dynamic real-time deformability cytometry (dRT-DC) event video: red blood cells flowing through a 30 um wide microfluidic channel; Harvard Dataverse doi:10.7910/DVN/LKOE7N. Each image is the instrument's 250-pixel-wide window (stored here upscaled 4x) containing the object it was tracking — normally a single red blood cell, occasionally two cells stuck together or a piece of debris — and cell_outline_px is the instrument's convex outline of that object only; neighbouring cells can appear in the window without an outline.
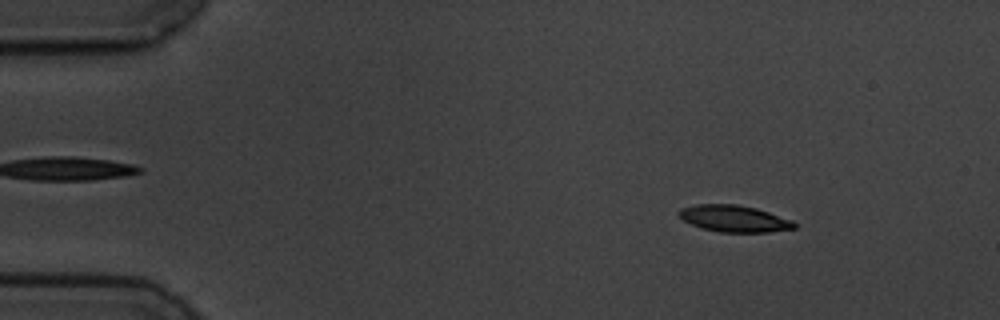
{"species": "common noctule bat (a hibernating species)", "species_latin": "Nyctalus noctula", "temperature_condition": "cold", "stored_images_in_passage": 8, "camera_frame_rate_fps": 3000, "um_per_image_px": 0.085, "animal": {"sex": "male", "body_mass_g": 19.5, "forearm_length_mm": 54.6}, "frame": {"image": 1, "passage_image": 1, "time_ms": 0.0, "image_size_px": [1000, 320], "cell_outline_px": [[796, 228], [768, 232], [720, 232], [700, 228], [684, 220], [680, 216], [680, 208], [696, 204], [736, 204], [756, 208], [792, 220], [796, 224]], "centroid_in_image_um": [62.41, 18.58], "position_along_channel_um": 22.6, "area_um2": 17.8}}
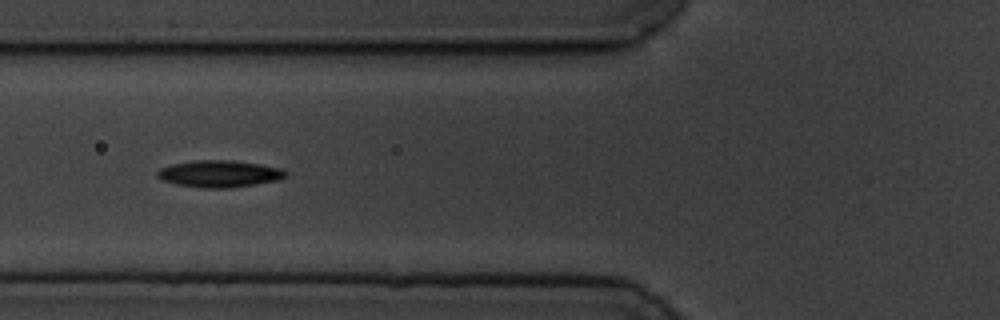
{"frame": {"image": 2, "passage_image": 5, "time_ms": 4.667, "image_size_px": [1000, 320], "cell_outline_px": [[288, 176], [276, 180], [228, 188], [200, 188], [176, 184], [160, 180], [156, 176], [156, 172], [160, 168], [172, 164], [196, 160], [228, 160], [260, 164], [280, 168], [288, 172]], "centroid_in_image_um": [18.6, 14.77], "position_along_channel_um": 107.2, "area_um2": 20.06}}
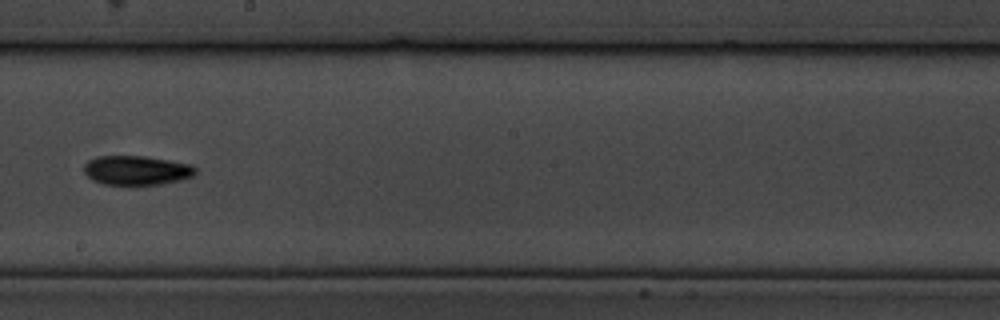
{"frame": {"image": 3, "passage_image": 8, "time_ms": 8.333, "image_size_px": [1000, 320], "cell_outline_px": [[196, 172], [192, 176], [180, 180], [160, 184], [136, 188], [132, 188], [104, 184], [92, 180], [84, 172], [84, 164], [88, 160], [96, 156], [144, 156], [192, 164], [196, 168]], "centroid_in_image_um": [11.58, 14.52], "position_along_channel_um": 236.6, "area_um2": 19.83}}